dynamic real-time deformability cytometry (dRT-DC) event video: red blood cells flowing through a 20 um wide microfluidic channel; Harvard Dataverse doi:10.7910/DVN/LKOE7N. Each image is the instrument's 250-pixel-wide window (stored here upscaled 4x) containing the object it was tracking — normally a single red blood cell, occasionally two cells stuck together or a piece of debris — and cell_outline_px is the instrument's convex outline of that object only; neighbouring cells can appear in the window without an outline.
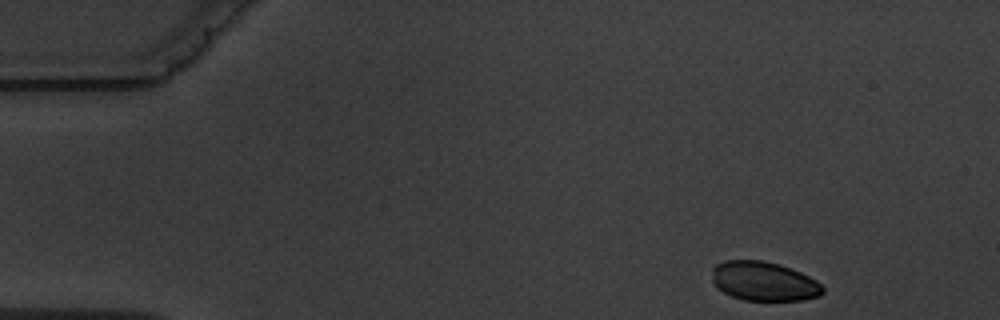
{"species": "common noctule bat (a hibernating species)", "species_latin": "Nyctalus noctula", "temperature_condition": "warm", "stored_images_in_passage": 4, "segment_of_instrument_passage": [1, 2], "camera_frame_rate_fps": 3000, "um_per_image_px": 0.085, "animal": {"sex": "male", "body_mass_g": 19.5, "forearm_length_mm": 54.6}, "frame": {"image": 1, "passage_image": 1, "time_ms": 0.0, "image_size_px": [1000, 320], "cell_outline_px": [[824, 292], [820, 296], [804, 300], [744, 300], [732, 296], [716, 288], [712, 280], [712, 268], [716, 264], [724, 260], [764, 260], [800, 272], [816, 280], [824, 288]], "centroid_in_image_um": [64.91, 23.91], "position_along_channel_um": 20.1, "area_um2": 25.32}}